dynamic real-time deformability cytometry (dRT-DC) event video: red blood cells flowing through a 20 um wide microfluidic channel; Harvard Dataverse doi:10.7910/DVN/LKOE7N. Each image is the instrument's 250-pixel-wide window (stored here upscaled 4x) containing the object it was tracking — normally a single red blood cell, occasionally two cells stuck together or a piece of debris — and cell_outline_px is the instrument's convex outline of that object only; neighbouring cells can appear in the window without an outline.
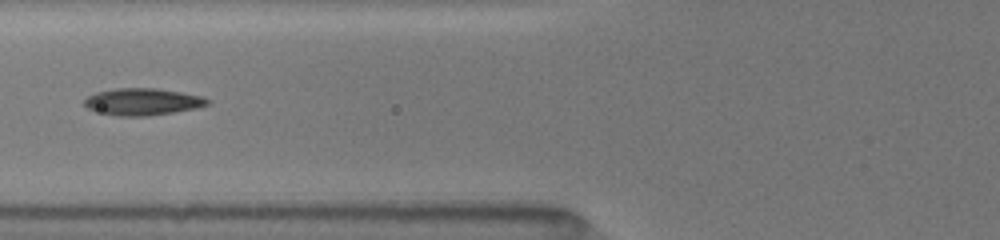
{"species": "common noctule bat (a hibernating species)", "species_latin": "Nyctalus noctula", "temperature_condition": "room temperature", "stored_images_in_passage": 9, "camera_frame_rate_fps": 3000, "um_per_image_px": 0.085, "animal": {"sex": "female", "body_mass_g": 19.5, "forearm_length_mm": 54.1}, "frame": {"image": 1, "passage_image": 3, "time_ms": 1.333, "image_size_px": [1000, 240], "cell_outline_px": [[212, 100], [208, 104], [196, 108], [148, 116], [116, 116], [88, 108], [84, 104], [84, 100], [88, 96], [96, 92], [116, 88], [156, 88], [204, 96]], "centroid_in_image_um": [12.15, 8.64], "position_along_channel_um": 113.7, "area_um2": 19.25}}